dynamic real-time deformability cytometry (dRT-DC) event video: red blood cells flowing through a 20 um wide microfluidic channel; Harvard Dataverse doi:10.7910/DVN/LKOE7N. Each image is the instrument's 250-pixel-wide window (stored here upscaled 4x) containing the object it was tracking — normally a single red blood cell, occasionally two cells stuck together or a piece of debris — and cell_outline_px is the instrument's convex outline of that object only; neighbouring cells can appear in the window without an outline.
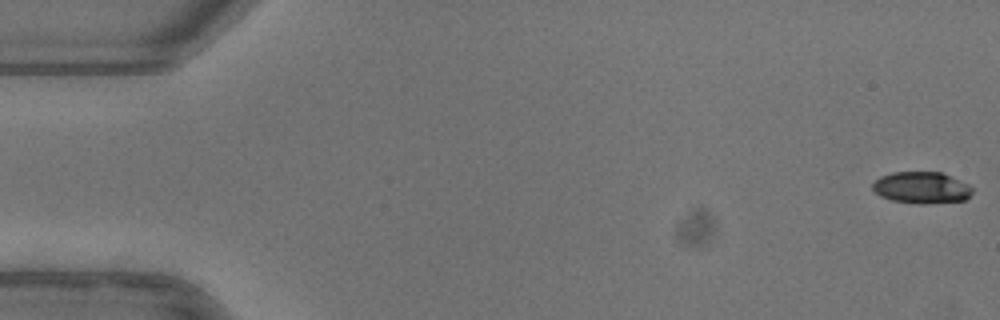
{"species": "common noctule bat (a hibernating species)", "species_latin": "Nyctalus noctula", "temperature_condition": "warm", "stored_images_in_passage": 8, "camera_frame_rate_fps": 3000, "um_per_image_px": 0.085, "animal": {"sex": "female"}, "frame": {"image": 1, "passage_image": 1, "time_ms": 0.0, "image_size_px": [1000, 320], "cell_outline_px": [[972, 192], [964, 200], [928, 204], [920, 204], [892, 200], [880, 196], [872, 188], [872, 184], [880, 176], [892, 172], [944, 172], [968, 184], [972, 188]], "centroid_in_image_um": [78.33, 15.94], "position_along_channel_um": 6.7, "area_um2": 18.44}}